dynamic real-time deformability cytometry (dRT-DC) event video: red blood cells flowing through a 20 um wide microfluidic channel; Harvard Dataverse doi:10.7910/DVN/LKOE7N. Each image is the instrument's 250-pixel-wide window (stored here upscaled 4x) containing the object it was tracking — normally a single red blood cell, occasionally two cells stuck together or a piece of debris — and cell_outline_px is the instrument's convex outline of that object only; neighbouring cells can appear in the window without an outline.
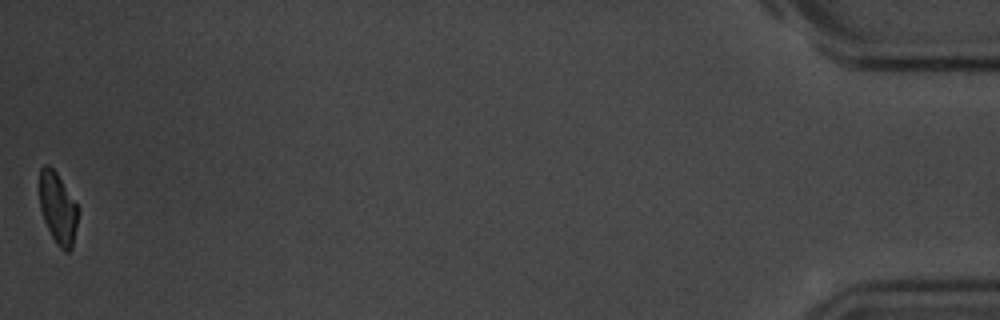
{"species": "common noctule bat (a hibernating species)", "species_latin": "Nyctalus noctula", "temperature_condition": "room temperature", "stored_images_in_passage": 43, "camera_frame_rate_fps": 3000, "um_per_image_px": 0.085, "animal": {"sex": "male", "body_mass_g": 20.1, "forearm_length_mm": 53.5}, "frame": {"image": 1, "passage_image": 43, "time_ms": 14.0, "image_size_px": [1000, 320], "cell_outline_px": [[80, 208], [72, 248], [68, 252], [64, 252], [56, 244], [44, 220], [40, 208], [40, 168], [44, 164], [48, 164], [56, 172]], "centroid_in_image_um": [4.94, 17.71], "position_along_channel_um": 430.3, "area_um2": 16.13}, "authors_computed_cell_mechanics": {"area_um2": 17.8024, "velocity_mm_per_s": 3.5871, "shape_relaxation_time_tau1_ms": 3.0431, "shape_relaxation_time_tau2_ms": 11.2313, "deformation_change_tau1": 0.1212, "deformation_change_tau2": 0.1859}}